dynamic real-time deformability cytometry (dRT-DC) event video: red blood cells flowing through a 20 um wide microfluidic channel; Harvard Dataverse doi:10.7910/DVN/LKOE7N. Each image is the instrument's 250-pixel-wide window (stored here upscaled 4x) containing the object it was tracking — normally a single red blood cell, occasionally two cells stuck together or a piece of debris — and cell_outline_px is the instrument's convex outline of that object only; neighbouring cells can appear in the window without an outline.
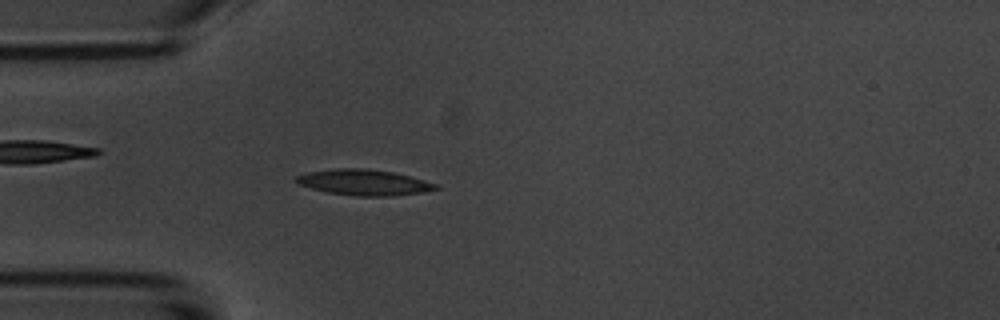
{"species": "common noctule bat (a hibernating species)", "species_latin": "Nyctalus noctula", "temperature_condition": "room temperature", "stored_images_in_passage": 3, "camera_frame_rate_fps": 3000, "um_per_image_px": 0.085, "animal": {"sex": "male", "body_mass_g": 20.1, "forearm_length_mm": 53.5}, "frame": {"image": 1, "passage_image": 3, "time_ms": 2.333, "image_size_px": [1000, 320], "cell_outline_px": [[440, 188], [420, 192], [392, 196], [356, 196], [328, 192], [312, 188], [300, 184], [296, 180], [296, 176], [308, 172], [336, 168], [364, 168], [392, 172], [440, 184]], "centroid_in_image_um": [30.96, 15.5], "position_along_channel_um": 54.0, "area_um2": 20.69}}